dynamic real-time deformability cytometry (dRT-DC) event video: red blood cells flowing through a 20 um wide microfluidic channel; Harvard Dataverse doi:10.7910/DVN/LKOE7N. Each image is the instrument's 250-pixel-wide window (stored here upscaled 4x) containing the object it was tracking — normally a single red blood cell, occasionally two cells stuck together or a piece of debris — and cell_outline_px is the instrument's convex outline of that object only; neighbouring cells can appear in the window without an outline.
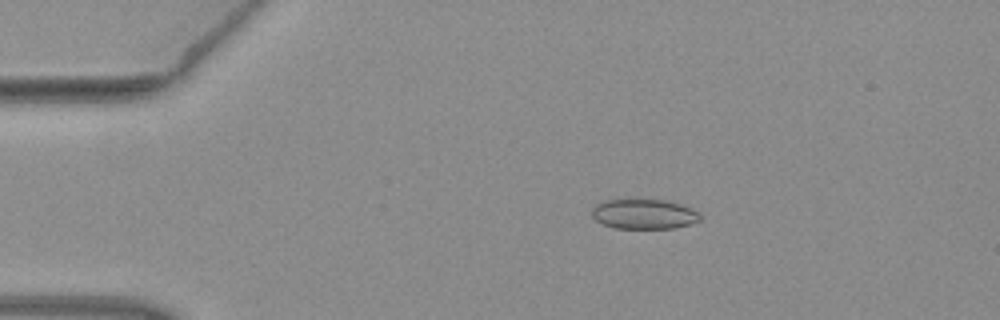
{"species": "common noctule bat (a hibernating species)", "species_latin": "Nyctalus noctula", "temperature_condition": "warm", "stored_images_in_passage": 7, "camera_frame_rate_fps": 3000, "um_per_image_px": 0.085, "animal": {"sex": "female", "body_mass_g": 19.3, "forearm_length_mm": 54.1}, "frame": {"image": 1, "passage_image": 3, "time_ms": 0.667, "image_size_px": [1000, 320], "cell_outline_px": [[700, 220], [692, 224], [672, 228], [616, 228], [604, 224], [596, 220], [592, 216], [592, 208], [596, 204], [604, 200], [628, 196], [668, 200], [692, 208], [700, 216]], "centroid_in_image_um": [54.7, 18.13], "position_along_channel_um": 30.3, "area_um2": 19.65}}
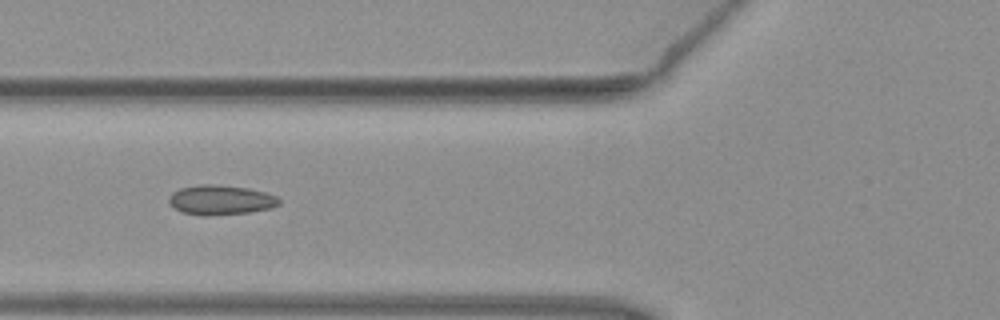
{"frame": {"image": 2, "passage_image": 6, "time_ms": 1.667, "image_size_px": [1000, 320], "cell_outline_px": [[280, 204], [272, 208], [248, 212], [208, 216], [204, 216], [180, 212], [168, 204], [168, 196], [172, 192], [180, 188], [200, 184], [212, 184], [248, 188], [264, 192], [276, 196], [280, 200]], "centroid_in_image_um": [18.71, 17.0], "position_along_channel_um": 107.1, "area_um2": 19.25}}
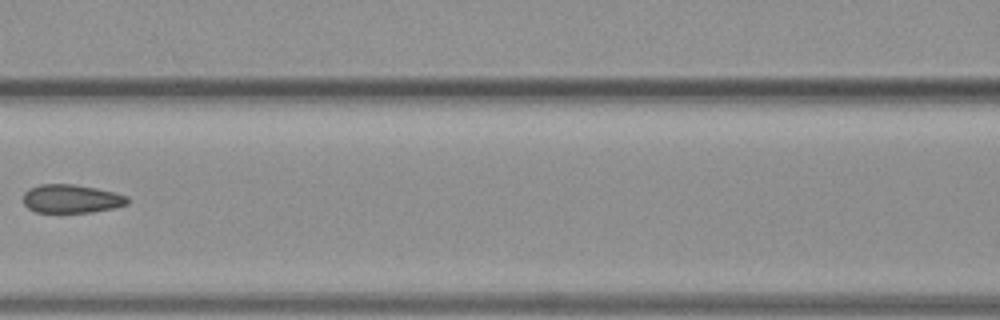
{"frame": {"image": 3, "passage_image": 7, "time_ms": 2.0, "image_size_px": [1000, 320], "cell_outline_px": [[128, 204], [112, 208], [92, 212], [36, 212], [28, 208], [24, 204], [24, 192], [28, 188], [40, 184], [76, 184], [96, 188], [128, 196]], "centroid_in_image_um": [6.04, 16.88], "position_along_channel_um": 160.6, "area_um2": 17.28}}